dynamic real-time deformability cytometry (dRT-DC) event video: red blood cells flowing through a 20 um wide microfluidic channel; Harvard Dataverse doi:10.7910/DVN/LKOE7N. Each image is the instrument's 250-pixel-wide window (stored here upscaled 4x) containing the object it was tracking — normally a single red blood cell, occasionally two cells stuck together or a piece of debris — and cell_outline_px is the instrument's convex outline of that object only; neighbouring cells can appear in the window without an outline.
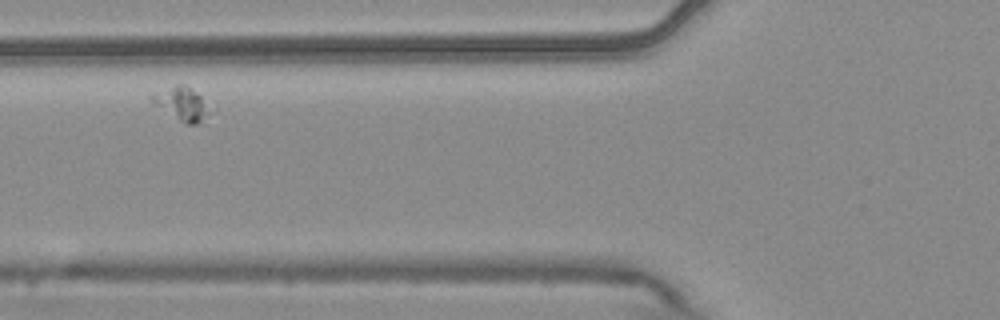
{"species": "common noctule bat (a hibernating species)", "species_latin": "Nyctalus noctula", "temperature_condition": "warm", "stored_images_in_passage": 2, "camera_frame_rate_fps": 3000, "um_per_image_px": 0.085, "animal": {"sex": "male", "body_mass_g": 20.4}, "frame": {"image": 1, "passage_image": 2, "time_ms": 0.333, "image_size_px": [1000, 320], "cell_outline_px": [[212, 112], [196, 124], [184, 124], [156, 104], [148, 96], [176, 84], [184, 84], [200, 96]], "centroid_in_image_um": [15.47, 8.82], "position_along_channel_um": 110.3, "area_um2": 10.75}}